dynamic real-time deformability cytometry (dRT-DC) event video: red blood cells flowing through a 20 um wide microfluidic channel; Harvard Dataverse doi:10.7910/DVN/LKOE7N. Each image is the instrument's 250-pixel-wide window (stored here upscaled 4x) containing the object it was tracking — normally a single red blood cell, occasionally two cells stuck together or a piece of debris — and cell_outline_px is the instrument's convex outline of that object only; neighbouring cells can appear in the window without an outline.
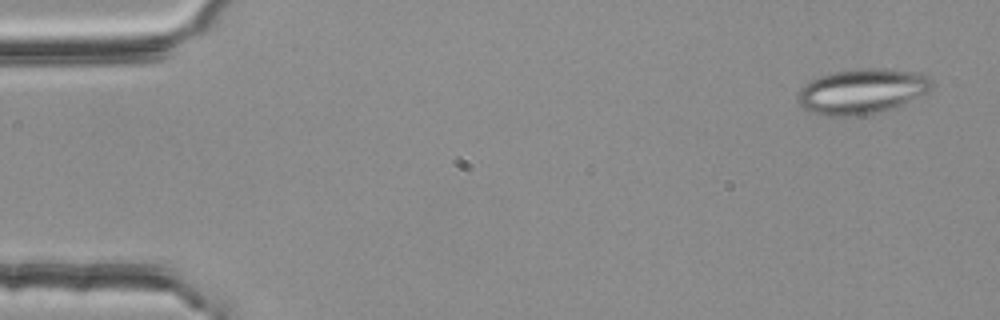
{"species": "common noctule bat (a hibernating species)", "species_latin": "Nyctalus noctula", "temperature_condition": "room temperature", "stored_images_in_passage": 4, "camera_frame_rate_fps": 3000, "um_per_image_px": 0.085, "animal": {"sex": "female", "body_mass_g": 25.1}, "frame": {"image": 1, "passage_image": 1, "time_ms": 0.0, "image_size_px": [1000, 320], "cell_outline_px": [[936, 84], [928, 92], [900, 104], [888, 108], [872, 112], [844, 116], [824, 116], [812, 112], [804, 108], [796, 100], [796, 96], [800, 88], [804, 84], [820, 76], [836, 72], [868, 68], [880, 68], [920, 72], [928, 76]], "centroid_in_image_um": [73.26, 7.74], "position_along_channel_um": 11.7, "area_um2": 34.74}}